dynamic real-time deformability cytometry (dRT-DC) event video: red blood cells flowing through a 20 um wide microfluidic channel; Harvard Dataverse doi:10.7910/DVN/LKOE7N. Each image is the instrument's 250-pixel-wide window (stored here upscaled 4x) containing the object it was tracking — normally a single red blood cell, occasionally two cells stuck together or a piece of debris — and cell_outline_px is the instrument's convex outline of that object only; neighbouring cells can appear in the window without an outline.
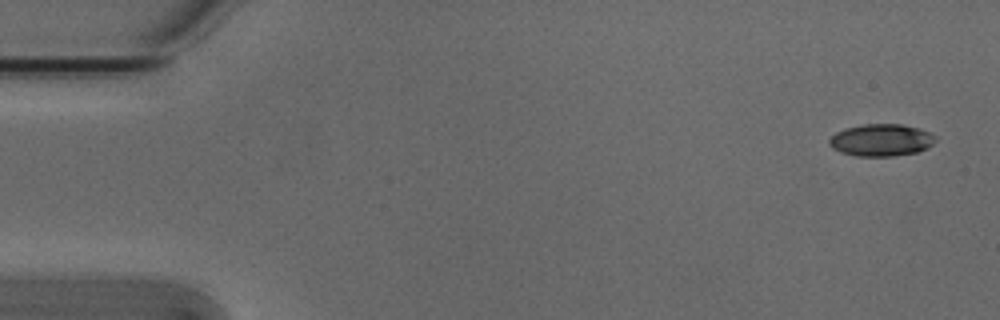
{"species": "Egyptian fruit bat (a non-hibernating species)", "species_latin": "Rousettus aegyptiacus", "temperature_condition": "cold", "stored_images_in_passage": 5, "camera_frame_rate_fps": 3000, "um_per_image_px": 0.085, "animal": {"sex": "male"}, "frame": {"image": 1, "passage_image": 1, "time_ms": 0.0, "image_size_px": [1000, 320], "cell_outline_px": [[936, 140], [928, 148], [916, 152], [892, 156], [856, 156], [840, 152], [832, 148], [828, 144], [828, 140], [836, 132], [844, 128], [864, 124], [904, 124], [920, 128], [936, 136]], "centroid_in_image_um": [74.89, 11.9], "position_along_channel_um": 10.1, "area_um2": 20.06}}
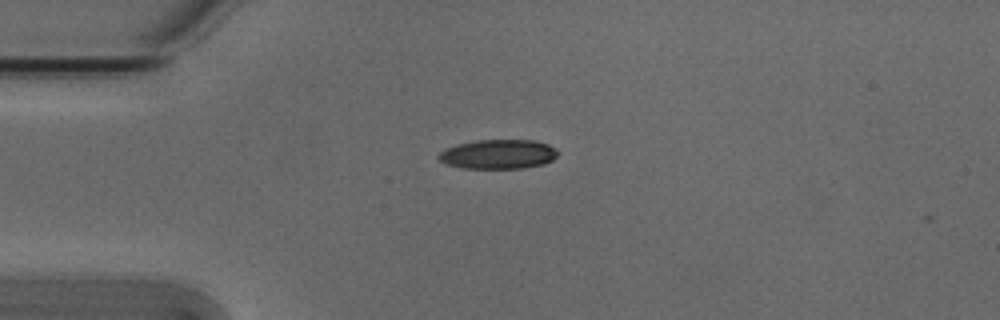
{"frame": {"image": 2, "passage_image": 4, "time_ms": 1.0, "image_size_px": [1000, 320], "cell_outline_px": [[560, 152], [552, 160], [544, 164], [524, 168], [460, 168], [448, 164], [440, 160], [436, 156], [444, 148], [456, 144], [476, 140], [532, 140], [548, 144], [556, 148]], "centroid_in_image_um": [42.35, 13.1], "position_along_channel_um": 42.7, "area_um2": 20.58}}